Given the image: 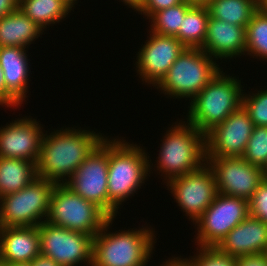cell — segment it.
I'll list each match as a JSON object with an SVG mask.
<instances>
[{
	"label": "cell",
	"instance_id": "obj_19",
	"mask_svg": "<svg viewBox=\"0 0 267 266\" xmlns=\"http://www.w3.org/2000/svg\"><path fill=\"white\" fill-rule=\"evenodd\" d=\"M23 47H0V66L7 88V107L15 109L26 101L29 83V59ZM27 92V93H26Z\"/></svg>",
	"mask_w": 267,
	"mask_h": 266
},
{
	"label": "cell",
	"instance_id": "obj_4",
	"mask_svg": "<svg viewBox=\"0 0 267 266\" xmlns=\"http://www.w3.org/2000/svg\"><path fill=\"white\" fill-rule=\"evenodd\" d=\"M169 129L164 134V139H161L158 160H155L157 164L153 165L149 158V173L151 167L157 165L156 169L164 176L165 183L194 172L206 163L204 134L186 121L175 122Z\"/></svg>",
	"mask_w": 267,
	"mask_h": 266
},
{
	"label": "cell",
	"instance_id": "obj_1",
	"mask_svg": "<svg viewBox=\"0 0 267 266\" xmlns=\"http://www.w3.org/2000/svg\"><path fill=\"white\" fill-rule=\"evenodd\" d=\"M63 128L54 130L50 134L46 131L36 163L37 177L50 180L55 184H65L79 165L105 138L102 133L82 130L81 127L80 129Z\"/></svg>",
	"mask_w": 267,
	"mask_h": 266
},
{
	"label": "cell",
	"instance_id": "obj_30",
	"mask_svg": "<svg viewBox=\"0 0 267 266\" xmlns=\"http://www.w3.org/2000/svg\"><path fill=\"white\" fill-rule=\"evenodd\" d=\"M196 249L197 254L189 257L194 266H237L236 257L221 252L216 246H197Z\"/></svg>",
	"mask_w": 267,
	"mask_h": 266
},
{
	"label": "cell",
	"instance_id": "obj_34",
	"mask_svg": "<svg viewBox=\"0 0 267 266\" xmlns=\"http://www.w3.org/2000/svg\"><path fill=\"white\" fill-rule=\"evenodd\" d=\"M19 0H0V19L18 9Z\"/></svg>",
	"mask_w": 267,
	"mask_h": 266
},
{
	"label": "cell",
	"instance_id": "obj_43",
	"mask_svg": "<svg viewBox=\"0 0 267 266\" xmlns=\"http://www.w3.org/2000/svg\"><path fill=\"white\" fill-rule=\"evenodd\" d=\"M264 181L267 182V164L262 168Z\"/></svg>",
	"mask_w": 267,
	"mask_h": 266
},
{
	"label": "cell",
	"instance_id": "obj_14",
	"mask_svg": "<svg viewBox=\"0 0 267 266\" xmlns=\"http://www.w3.org/2000/svg\"><path fill=\"white\" fill-rule=\"evenodd\" d=\"M254 128L241 106L205 135L206 157H242Z\"/></svg>",
	"mask_w": 267,
	"mask_h": 266
},
{
	"label": "cell",
	"instance_id": "obj_32",
	"mask_svg": "<svg viewBox=\"0 0 267 266\" xmlns=\"http://www.w3.org/2000/svg\"><path fill=\"white\" fill-rule=\"evenodd\" d=\"M182 2L183 0H144V4L139 13L149 19L154 13L177 6Z\"/></svg>",
	"mask_w": 267,
	"mask_h": 266
},
{
	"label": "cell",
	"instance_id": "obj_17",
	"mask_svg": "<svg viewBox=\"0 0 267 266\" xmlns=\"http://www.w3.org/2000/svg\"><path fill=\"white\" fill-rule=\"evenodd\" d=\"M221 252L241 257L263 254L267 249V223L249 215L216 246Z\"/></svg>",
	"mask_w": 267,
	"mask_h": 266
},
{
	"label": "cell",
	"instance_id": "obj_27",
	"mask_svg": "<svg viewBox=\"0 0 267 266\" xmlns=\"http://www.w3.org/2000/svg\"><path fill=\"white\" fill-rule=\"evenodd\" d=\"M192 6L193 5L183 1L177 6L169 7L154 13L149 18V22L151 19V28L149 31L151 30L153 33L161 35L176 36L186 12Z\"/></svg>",
	"mask_w": 267,
	"mask_h": 266
},
{
	"label": "cell",
	"instance_id": "obj_40",
	"mask_svg": "<svg viewBox=\"0 0 267 266\" xmlns=\"http://www.w3.org/2000/svg\"><path fill=\"white\" fill-rule=\"evenodd\" d=\"M66 7L67 9L71 12L72 7H75L74 4L76 5L77 0H60Z\"/></svg>",
	"mask_w": 267,
	"mask_h": 266
},
{
	"label": "cell",
	"instance_id": "obj_8",
	"mask_svg": "<svg viewBox=\"0 0 267 266\" xmlns=\"http://www.w3.org/2000/svg\"><path fill=\"white\" fill-rule=\"evenodd\" d=\"M55 185L50 180L36 177L25 188L2 196L0 227L39 226L46 221L50 197Z\"/></svg>",
	"mask_w": 267,
	"mask_h": 266
},
{
	"label": "cell",
	"instance_id": "obj_13",
	"mask_svg": "<svg viewBox=\"0 0 267 266\" xmlns=\"http://www.w3.org/2000/svg\"><path fill=\"white\" fill-rule=\"evenodd\" d=\"M206 163L214 173L218 193L226 196L249 201L264 182L263 169L243 157H206Z\"/></svg>",
	"mask_w": 267,
	"mask_h": 266
},
{
	"label": "cell",
	"instance_id": "obj_35",
	"mask_svg": "<svg viewBox=\"0 0 267 266\" xmlns=\"http://www.w3.org/2000/svg\"><path fill=\"white\" fill-rule=\"evenodd\" d=\"M30 266H60L53 259L39 254L30 262Z\"/></svg>",
	"mask_w": 267,
	"mask_h": 266
},
{
	"label": "cell",
	"instance_id": "obj_6",
	"mask_svg": "<svg viewBox=\"0 0 267 266\" xmlns=\"http://www.w3.org/2000/svg\"><path fill=\"white\" fill-rule=\"evenodd\" d=\"M220 70L201 48H185L155 88L173 99L192 100Z\"/></svg>",
	"mask_w": 267,
	"mask_h": 266
},
{
	"label": "cell",
	"instance_id": "obj_33",
	"mask_svg": "<svg viewBox=\"0 0 267 266\" xmlns=\"http://www.w3.org/2000/svg\"><path fill=\"white\" fill-rule=\"evenodd\" d=\"M237 266H267V259L264 254L248 255L237 257Z\"/></svg>",
	"mask_w": 267,
	"mask_h": 266
},
{
	"label": "cell",
	"instance_id": "obj_24",
	"mask_svg": "<svg viewBox=\"0 0 267 266\" xmlns=\"http://www.w3.org/2000/svg\"><path fill=\"white\" fill-rule=\"evenodd\" d=\"M209 11L207 6L193 5L185 14L175 36L186 48H201L207 33Z\"/></svg>",
	"mask_w": 267,
	"mask_h": 266
},
{
	"label": "cell",
	"instance_id": "obj_39",
	"mask_svg": "<svg viewBox=\"0 0 267 266\" xmlns=\"http://www.w3.org/2000/svg\"><path fill=\"white\" fill-rule=\"evenodd\" d=\"M186 3L197 6H206L210 0H183Z\"/></svg>",
	"mask_w": 267,
	"mask_h": 266
},
{
	"label": "cell",
	"instance_id": "obj_16",
	"mask_svg": "<svg viewBox=\"0 0 267 266\" xmlns=\"http://www.w3.org/2000/svg\"><path fill=\"white\" fill-rule=\"evenodd\" d=\"M0 127V157L29 160L35 164L41 151L43 126L37 118H18Z\"/></svg>",
	"mask_w": 267,
	"mask_h": 266
},
{
	"label": "cell",
	"instance_id": "obj_26",
	"mask_svg": "<svg viewBox=\"0 0 267 266\" xmlns=\"http://www.w3.org/2000/svg\"><path fill=\"white\" fill-rule=\"evenodd\" d=\"M245 54L267 61V13L261 8L246 26Z\"/></svg>",
	"mask_w": 267,
	"mask_h": 266
},
{
	"label": "cell",
	"instance_id": "obj_21",
	"mask_svg": "<svg viewBox=\"0 0 267 266\" xmlns=\"http://www.w3.org/2000/svg\"><path fill=\"white\" fill-rule=\"evenodd\" d=\"M43 32L41 27L18 8L0 19V47L29 48Z\"/></svg>",
	"mask_w": 267,
	"mask_h": 266
},
{
	"label": "cell",
	"instance_id": "obj_29",
	"mask_svg": "<svg viewBox=\"0 0 267 266\" xmlns=\"http://www.w3.org/2000/svg\"><path fill=\"white\" fill-rule=\"evenodd\" d=\"M263 90L249 92L248 95L243 92L242 106L248 112L254 126L267 127V89Z\"/></svg>",
	"mask_w": 267,
	"mask_h": 266
},
{
	"label": "cell",
	"instance_id": "obj_25",
	"mask_svg": "<svg viewBox=\"0 0 267 266\" xmlns=\"http://www.w3.org/2000/svg\"><path fill=\"white\" fill-rule=\"evenodd\" d=\"M18 8L43 30L71 13L60 0H19Z\"/></svg>",
	"mask_w": 267,
	"mask_h": 266
},
{
	"label": "cell",
	"instance_id": "obj_41",
	"mask_svg": "<svg viewBox=\"0 0 267 266\" xmlns=\"http://www.w3.org/2000/svg\"><path fill=\"white\" fill-rule=\"evenodd\" d=\"M0 266H30V263H0Z\"/></svg>",
	"mask_w": 267,
	"mask_h": 266
},
{
	"label": "cell",
	"instance_id": "obj_18",
	"mask_svg": "<svg viewBox=\"0 0 267 266\" xmlns=\"http://www.w3.org/2000/svg\"><path fill=\"white\" fill-rule=\"evenodd\" d=\"M201 49L215 61L245 55L246 27L209 16L207 33Z\"/></svg>",
	"mask_w": 267,
	"mask_h": 266
},
{
	"label": "cell",
	"instance_id": "obj_23",
	"mask_svg": "<svg viewBox=\"0 0 267 266\" xmlns=\"http://www.w3.org/2000/svg\"><path fill=\"white\" fill-rule=\"evenodd\" d=\"M209 16L246 27L260 8L258 0H210L206 5Z\"/></svg>",
	"mask_w": 267,
	"mask_h": 266
},
{
	"label": "cell",
	"instance_id": "obj_11",
	"mask_svg": "<svg viewBox=\"0 0 267 266\" xmlns=\"http://www.w3.org/2000/svg\"><path fill=\"white\" fill-rule=\"evenodd\" d=\"M109 137L104 138L65 183L108 215Z\"/></svg>",
	"mask_w": 267,
	"mask_h": 266
},
{
	"label": "cell",
	"instance_id": "obj_7",
	"mask_svg": "<svg viewBox=\"0 0 267 266\" xmlns=\"http://www.w3.org/2000/svg\"><path fill=\"white\" fill-rule=\"evenodd\" d=\"M109 218L96 204L74 193L65 184L54 186L50 197L47 222L95 236Z\"/></svg>",
	"mask_w": 267,
	"mask_h": 266
},
{
	"label": "cell",
	"instance_id": "obj_36",
	"mask_svg": "<svg viewBox=\"0 0 267 266\" xmlns=\"http://www.w3.org/2000/svg\"><path fill=\"white\" fill-rule=\"evenodd\" d=\"M172 257L160 266H194L188 258Z\"/></svg>",
	"mask_w": 267,
	"mask_h": 266
},
{
	"label": "cell",
	"instance_id": "obj_10",
	"mask_svg": "<svg viewBox=\"0 0 267 266\" xmlns=\"http://www.w3.org/2000/svg\"><path fill=\"white\" fill-rule=\"evenodd\" d=\"M41 254L60 266L92 265L93 235L43 221L38 226Z\"/></svg>",
	"mask_w": 267,
	"mask_h": 266
},
{
	"label": "cell",
	"instance_id": "obj_20",
	"mask_svg": "<svg viewBox=\"0 0 267 266\" xmlns=\"http://www.w3.org/2000/svg\"><path fill=\"white\" fill-rule=\"evenodd\" d=\"M39 254L38 226L0 227V263H30Z\"/></svg>",
	"mask_w": 267,
	"mask_h": 266
},
{
	"label": "cell",
	"instance_id": "obj_37",
	"mask_svg": "<svg viewBox=\"0 0 267 266\" xmlns=\"http://www.w3.org/2000/svg\"><path fill=\"white\" fill-rule=\"evenodd\" d=\"M0 103L5 106V109L7 107V88L5 85L4 80V73L0 66Z\"/></svg>",
	"mask_w": 267,
	"mask_h": 266
},
{
	"label": "cell",
	"instance_id": "obj_12",
	"mask_svg": "<svg viewBox=\"0 0 267 266\" xmlns=\"http://www.w3.org/2000/svg\"><path fill=\"white\" fill-rule=\"evenodd\" d=\"M166 184L178 206L193 223L218 194L214 173L207 163L194 172L169 180Z\"/></svg>",
	"mask_w": 267,
	"mask_h": 266
},
{
	"label": "cell",
	"instance_id": "obj_3",
	"mask_svg": "<svg viewBox=\"0 0 267 266\" xmlns=\"http://www.w3.org/2000/svg\"><path fill=\"white\" fill-rule=\"evenodd\" d=\"M113 221L109 218L93 238L91 266H146L156 243L155 230L142 226L113 233L108 231Z\"/></svg>",
	"mask_w": 267,
	"mask_h": 266
},
{
	"label": "cell",
	"instance_id": "obj_22",
	"mask_svg": "<svg viewBox=\"0 0 267 266\" xmlns=\"http://www.w3.org/2000/svg\"><path fill=\"white\" fill-rule=\"evenodd\" d=\"M36 177L34 162L0 157V198L25 188Z\"/></svg>",
	"mask_w": 267,
	"mask_h": 266
},
{
	"label": "cell",
	"instance_id": "obj_42",
	"mask_svg": "<svg viewBox=\"0 0 267 266\" xmlns=\"http://www.w3.org/2000/svg\"><path fill=\"white\" fill-rule=\"evenodd\" d=\"M260 8L267 13V0H262L260 2Z\"/></svg>",
	"mask_w": 267,
	"mask_h": 266
},
{
	"label": "cell",
	"instance_id": "obj_9",
	"mask_svg": "<svg viewBox=\"0 0 267 266\" xmlns=\"http://www.w3.org/2000/svg\"><path fill=\"white\" fill-rule=\"evenodd\" d=\"M250 215L249 201L218 193L215 200L194 222L197 226L195 244L217 246L240 222Z\"/></svg>",
	"mask_w": 267,
	"mask_h": 266
},
{
	"label": "cell",
	"instance_id": "obj_5",
	"mask_svg": "<svg viewBox=\"0 0 267 266\" xmlns=\"http://www.w3.org/2000/svg\"><path fill=\"white\" fill-rule=\"evenodd\" d=\"M225 74L220 70L188 106L187 122L204 135L242 106L241 80Z\"/></svg>",
	"mask_w": 267,
	"mask_h": 266
},
{
	"label": "cell",
	"instance_id": "obj_2",
	"mask_svg": "<svg viewBox=\"0 0 267 266\" xmlns=\"http://www.w3.org/2000/svg\"><path fill=\"white\" fill-rule=\"evenodd\" d=\"M140 145L109 139L108 216L115 218L124 201L141 188L149 175V157ZM127 198V199H126Z\"/></svg>",
	"mask_w": 267,
	"mask_h": 266
},
{
	"label": "cell",
	"instance_id": "obj_44",
	"mask_svg": "<svg viewBox=\"0 0 267 266\" xmlns=\"http://www.w3.org/2000/svg\"><path fill=\"white\" fill-rule=\"evenodd\" d=\"M267 259V249L265 250V252L263 253Z\"/></svg>",
	"mask_w": 267,
	"mask_h": 266
},
{
	"label": "cell",
	"instance_id": "obj_31",
	"mask_svg": "<svg viewBox=\"0 0 267 266\" xmlns=\"http://www.w3.org/2000/svg\"><path fill=\"white\" fill-rule=\"evenodd\" d=\"M250 215L267 223V182H263L249 200Z\"/></svg>",
	"mask_w": 267,
	"mask_h": 266
},
{
	"label": "cell",
	"instance_id": "obj_38",
	"mask_svg": "<svg viewBox=\"0 0 267 266\" xmlns=\"http://www.w3.org/2000/svg\"><path fill=\"white\" fill-rule=\"evenodd\" d=\"M122 1L129 8H132L135 12H139L144 4V0H119Z\"/></svg>",
	"mask_w": 267,
	"mask_h": 266
},
{
	"label": "cell",
	"instance_id": "obj_28",
	"mask_svg": "<svg viewBox=\"0 0 267 266\" xmlns=\"http://www.w3.org/2000/svg\"><path fill=\"white\" fill-rule=\"evenodd\" d=\"M249 164L263 168L267 164V127L254 126L242 156Z\"/></svg>",
	"mask_w": 267,
	"mask_h": 266
},
{
	"label": "cell",
	"instance_id": "obj_15",
	"mask_svg": "<svg viewBox=\"0 0 267 266\" xmlns=\"http://www.w3.org/2000/svg\"><path fill=\"white\" fill-rule=\"evenodd\" d=\"M148 39L136 54V70L142 81L156 86L186 48L175 36L149 32ZM141 76V77H140Z\"/></svg>",
	"mask_w": 267,
	"mask_h": 266
}]
</instances>
